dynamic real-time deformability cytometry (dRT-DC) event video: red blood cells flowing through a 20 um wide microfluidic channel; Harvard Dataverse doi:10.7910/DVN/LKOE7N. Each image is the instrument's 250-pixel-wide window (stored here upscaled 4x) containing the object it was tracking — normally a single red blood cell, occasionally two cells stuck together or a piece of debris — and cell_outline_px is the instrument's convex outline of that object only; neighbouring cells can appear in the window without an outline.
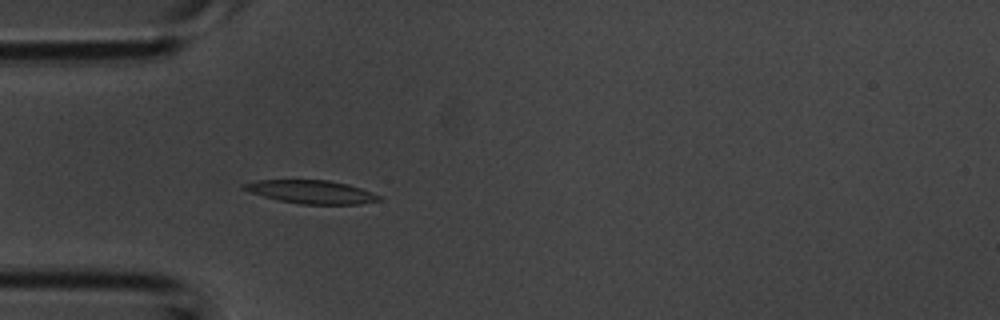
{"species": "common noctule bat (a hibernating species)", "species_latin": "Nyctalus noctula", "temperature_condition": "room temperature", "stored_images_in_passage": 30, "camera_frame_rate_fps": 3000, "um_per_image_px": 0.085, "animal": {"sex": "male", "body_mass_g": 20.1, "forearm_length_mm": 53.5}, "frame": {"image": 1, "passage_image": 7, "time_ms": 2.0, "image_size_px": [1000, 320], "cell_outline_px": [[380, 200], [360, 204], [300, 204], [280, 200], [264, 196], [240, 188], [240, 184], [256, 180], [328, 180], [348, 184], [372, 192], [380, 196]], "centroid_in_image_um": [26.44, 16.3], "position_along_channel_um": 58.6, "area_um2": 18.21}}
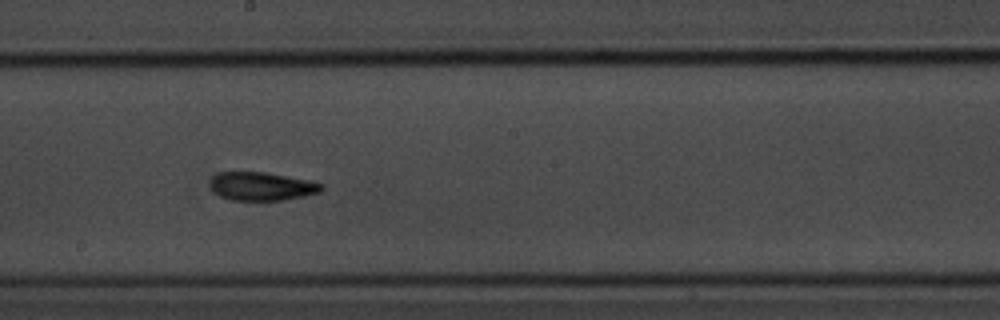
{"frame": {"image": 2, "passage_image": 18, "time_ms": 5.667, "image_size_px": [1000, 320], "cell_outline_px": [[324, 188], [320, 192], [304, 196], [284, 200], [232, 200], [220, 196], [208, 184], [208, 180], [216, 172], [264, 172], [324, 184]], "centroid_in_image_um": [22.19, 15.83], "position_along_channel_um": 226.0, "area_um2": 18.32}}
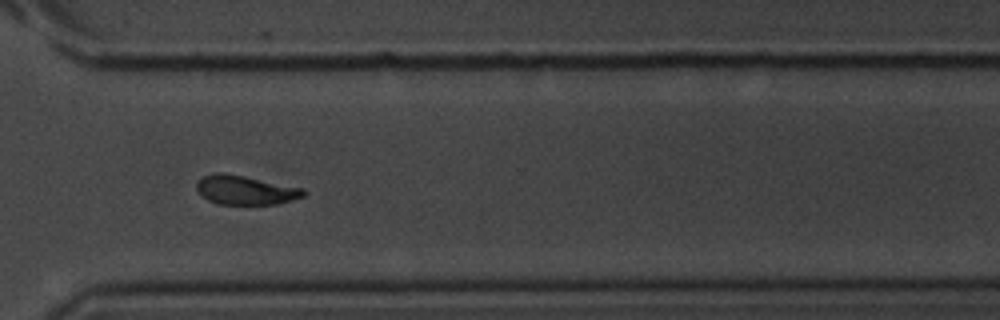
{"frame": {"image": 3, "passage_image": 26, "time_ms": 8.333, "image_size_px": [1000, 320], "cell_outline_px": [[308, 192], [304, 196], [276, 204], [216, 204], [200, 196], [196, 188], [196, 184], [200, 176], [212, 172], [224, 172], [304, 188]], "centroid_in_image_um": [20.8, 16.14], "position_along_channel_um": 349.8, "area_um2": 18.44}}